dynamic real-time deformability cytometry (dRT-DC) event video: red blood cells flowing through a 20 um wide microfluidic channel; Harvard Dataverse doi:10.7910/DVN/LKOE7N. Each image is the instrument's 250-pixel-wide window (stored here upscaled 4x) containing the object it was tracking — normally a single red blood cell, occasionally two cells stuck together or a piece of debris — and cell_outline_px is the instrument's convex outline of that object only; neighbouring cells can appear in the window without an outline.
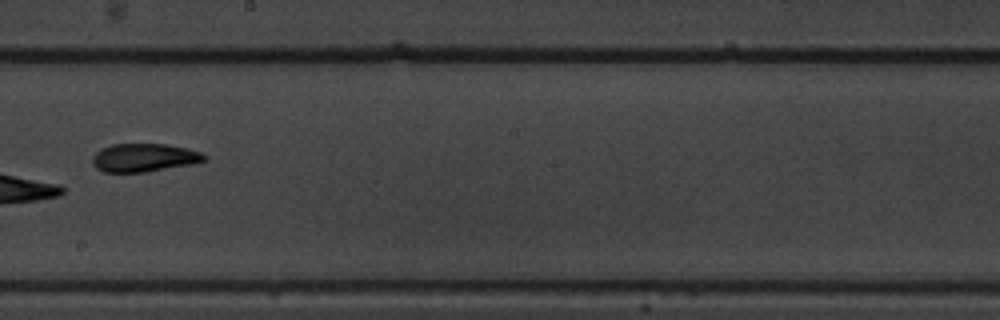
{"species": "common noctule bat (a hibernating species)", "species_latin": "Nyctalus noctula", "temperature_condition": "warm", "stored_images_in_passage": 15, "camera_frame_rate_fps": 3000, "um_per_image_px": 0.085, "animal": {"sex": "male", "body_mass_g": 19.5, "forearm_length_mm": 54.6}, "frame": {"image": 1, "passage_image": 9, "time_ms": 2.667, "image_size_px": [1000, 320], "cell_outline_px": [[208, 160], [196, 164], [144, 172], [104, 172], [96, 168], [92, 160], [92, 156], [100, 148], [112, 144], [164, 144], [188, 148], [200, 152], [208, 156]], "centroid_in_image_um": [12.29, 13.4], "position_along_channel_um": 235.9, "area_um2": 18.67}}
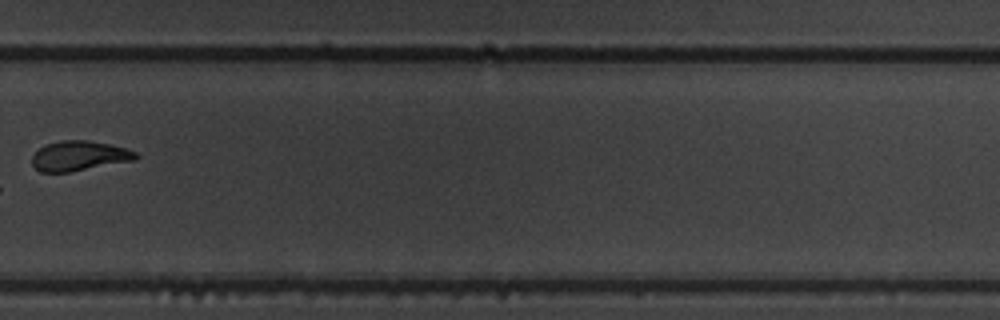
{"frame": {"image": 2, "passage_image": 11, "time_ms": 3.333, "image_size_px": [1000, 320], "cell_outline_px": [[140, 156], [136, 160], [68, 172], [40, 172], [32, 164], [32, 156], [44, 144], [60, 140], [88, 140], [128, 148], [136, 152]], "centroid_in_image_um": [6.75, 13.24], "position_along_channel_um": 323.1, "area_um2": 18.15}}
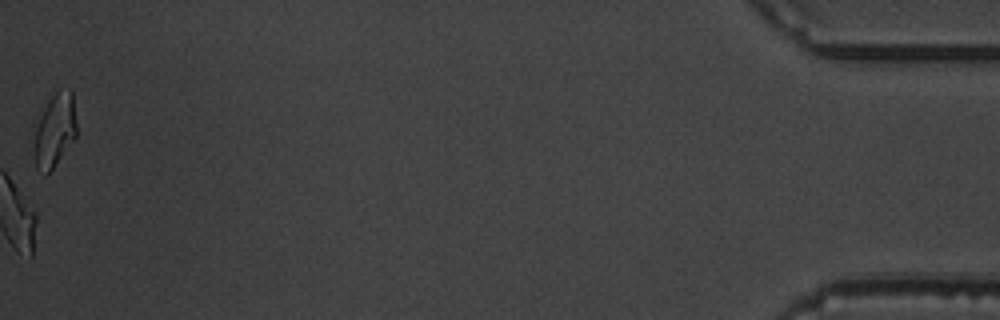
{"frame": {"image": 3, "passage_image": 15, "time_ms": 4.667, "image_size_px": [1000, 320], "cell_outline_px": [[76, 136], [52, 168], [44, 176], [36, 168], [32, 124], [48, 92], [72, 92], [76, 124]], "centroid_in_image_um": [4.55, 11.01], "position_along_channel_um": 430.7, "area_um2": 18.9}}